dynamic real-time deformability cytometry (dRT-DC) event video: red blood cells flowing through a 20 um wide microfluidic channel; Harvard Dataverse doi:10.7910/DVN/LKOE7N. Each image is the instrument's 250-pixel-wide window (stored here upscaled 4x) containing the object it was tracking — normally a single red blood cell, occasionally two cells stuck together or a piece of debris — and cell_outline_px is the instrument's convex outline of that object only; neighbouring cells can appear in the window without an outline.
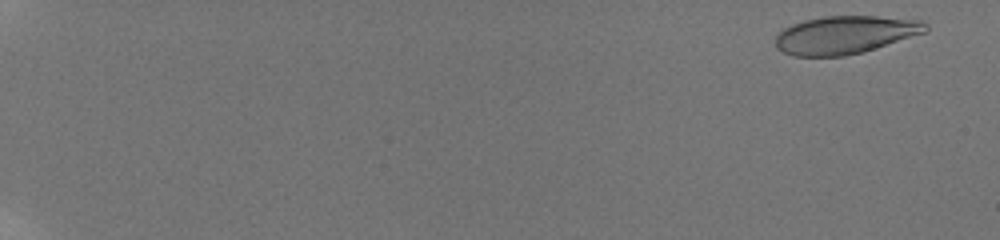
{"species": "human", "species_latin": "Homo sapiens", "temperature_condition": "room temperature", "stored_images_in_passage": 20, "camera_frame_rate_fps": 3000, "um_per_image_px": 0.085, "donor": {"sex": "male"}, "frame": {"image": 1, "passage_image": 3, "time_ms": 0.667, "image_size_px": [1000, 240], "cell_outline_px": [[928, 32], [876, 48], [844, 56], [792, 56], [776, 48], [776, 32], [792, 24], [804, 20], [824, 16], [876, 16], [920, 20], [928, 24]], "centroid_in_image_um": [71.84, 2.96], "position_along_channel_um": 13.2, "area_um2": 33.35}}
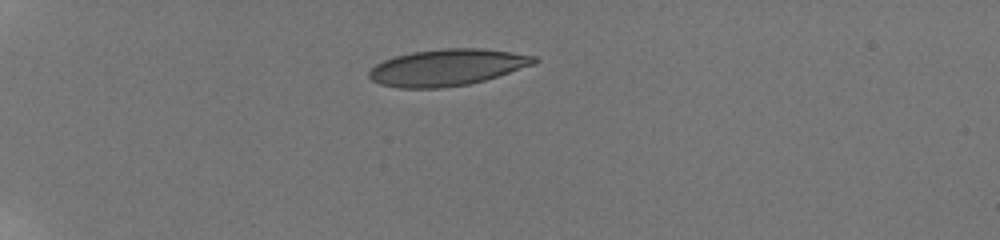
{"frame": {"image": 2, "passage_image": 14, "time_ms": 4.333, "image_size_px": [1000, 240], "cell_outline_px": [[540, 60], [536, 64], [484, 80], [468, 84], [440, 88], [400, 88], [380, 84], [372, 80], [368, 76], [368, 72], [376, 64], [384, 60], [396, 56], [412, 52], [444, 48], [480, 48], [536, 56]], "centroid_in_image_um": [38.01, 5.73], "position_along_channel_um": 47.0, "area_um2": 35.03}}